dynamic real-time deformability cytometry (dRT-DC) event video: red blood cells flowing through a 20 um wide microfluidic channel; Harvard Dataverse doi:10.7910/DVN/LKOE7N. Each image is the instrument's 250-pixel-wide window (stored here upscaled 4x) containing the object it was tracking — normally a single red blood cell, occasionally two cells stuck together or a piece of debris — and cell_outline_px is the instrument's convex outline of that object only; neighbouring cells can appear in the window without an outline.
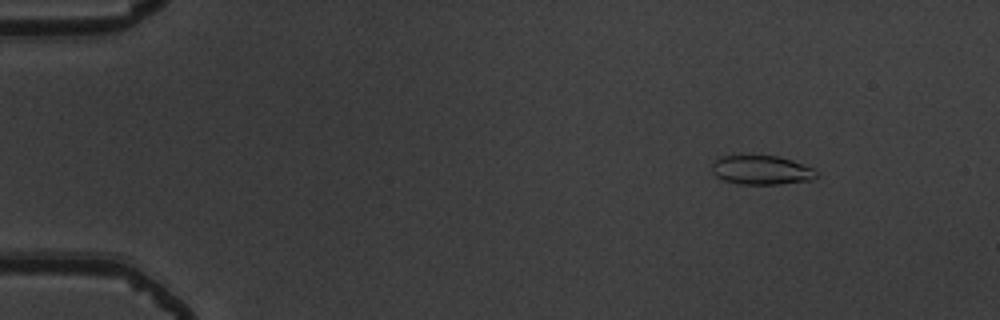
{"species": "common noctule bat (a hibernating species)", "species_latin": "Nyctalus noctula", "temperature_condition": "warm", "stored_images_in_passage": 5, "camera_frame_rate_fps": 3000, "um_per_image_px": 0.085, "animal": {"sex": "male", "body_mass_g": 19.5, "forearm_length_mm": 54.6}, "frame": {"image": 1, "passage_image": 2, "time_ms": 0.333, "image_size_px": [1000, 320], "cell_outline_px": [[816, 176], [812, 180], [776, 184], [740, 184], [724, 180], [716, 176], [712, 172], [712, 164], [720, 156], [776, 156], [792, 160], [816, 168]], "centroid_in_image_um": [64.74, 14.46], "position_along_channel_um": 20.3, "area_um2": 17.63}}
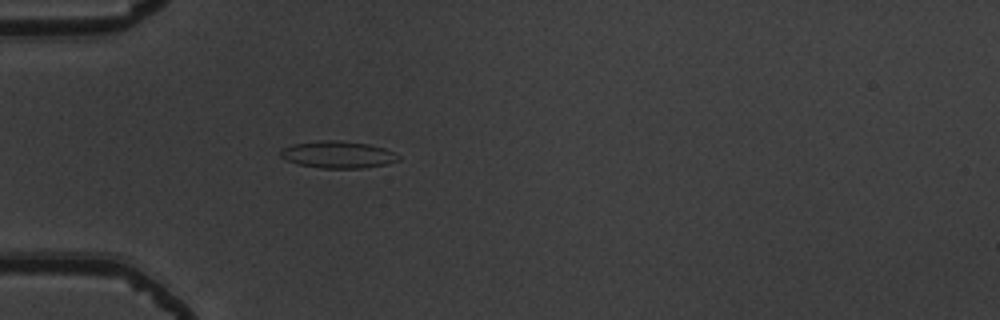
{"frame": {"image": 2, "passage_image": 5, "time_ms": 1.333, "image_size_px": [1000, 320], "cell_outline_px": [[400, 160], [388, 164], [364, 168], [320, 168], [300, 164], [288, 160], [280, 156], [280, 148], [292, 144], [320, 140], [340, 140], [368, 144], [384, 148], [396, 152], [400, 156]], "centroid_in_image_um": [28.75, 13.13], "position_along_channel_um": 56.2, "area_um2": 18.73}}